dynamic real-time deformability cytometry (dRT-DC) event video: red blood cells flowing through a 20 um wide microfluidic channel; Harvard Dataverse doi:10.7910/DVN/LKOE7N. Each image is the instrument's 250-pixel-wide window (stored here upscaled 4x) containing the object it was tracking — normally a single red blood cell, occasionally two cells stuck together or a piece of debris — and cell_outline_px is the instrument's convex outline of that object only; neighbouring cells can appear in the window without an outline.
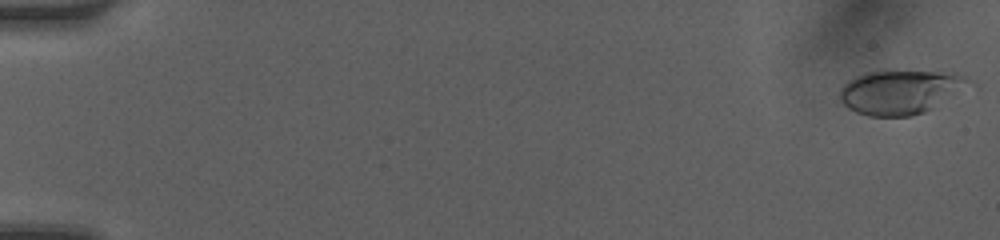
{"species": "human", "species_latin": "Homo sapiens", "temperature_condition": "room temperature", "stored_images_in_passage": 50, "camera_frame_rate_fps": 3000, "um_per_image_px": 0.085, "donor": {"sex": "female"}, "frame": {"image": 1, "passage_image": 1, "time_ms": 0.0, "image_size_px": [1000, 240], "cell_outline_px": [[976, 84], [936, 108], [912, 116], [868, 116], [856, 112], [848, 108], [836, 100], [840, 88], [848, 80], [864, 72], [964, 72]], "centroid_in_image_um": [76.62, 7.82], "position_along_channel_um": 8.4, "area_um2": 34.16}}
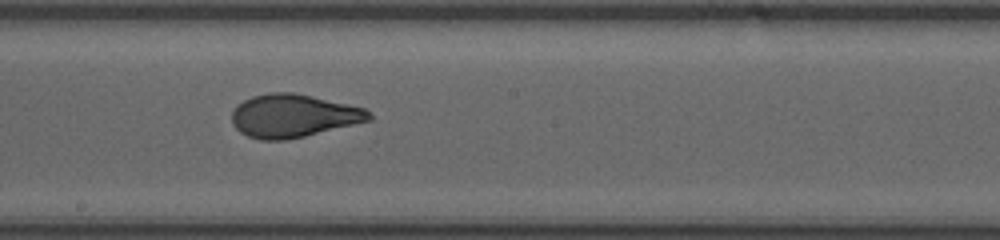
{"frame": {"image": 2, "passage_image": 29, "time_ms": 9.333, "image_size_px": [1000, 240], "cell_outline_px": [[372, 120], [304, 136], [284, 140], [260, 140], [248, 136], [240, 132], [232, 124], [232, 112], [236, 104], [252, 96], [268, 92], [292, 92], [312, 96], [348, 104], [364, 108], [372, 116]], "centroid_in_image_um": [24.89, 9.84], "position_along_channel_um": 223.3, "area_um2": 34.39}}
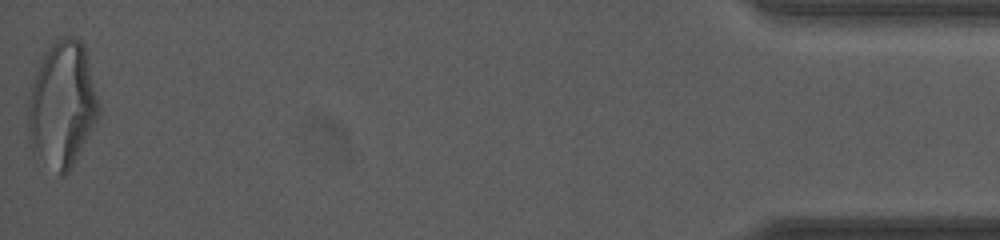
{"frame": {"image": 3, "passage_image": 50, "time_ms": 16.333, "image_size_px": [1000, 240], "cell_outline_px": [[100, 116], [68, 172], [64, 176], [60, 176], [32, 148], [28, 136], [28, 100], [40, 64], [44, 56], [52, 44], [60, 36], [72, 36], [80, 40], [84, 44], [100, 112]], "centroid_in_image_um": [5.3, 8.89], "position_along_channel_um": 429.9, "area_um2": 50.69}, "authors_computed_cell_mechanics": {"area_um2": 34.1309, "velocity_mm_per_s": 4.1793, "shape_relaxation_time_tau1_ms": 3.9828, "shape_relaxation_time_tau2_ms": 0.8001, "deformation_change_tau1": 0.1791, "deformation_change_tau2": 0.0708}}